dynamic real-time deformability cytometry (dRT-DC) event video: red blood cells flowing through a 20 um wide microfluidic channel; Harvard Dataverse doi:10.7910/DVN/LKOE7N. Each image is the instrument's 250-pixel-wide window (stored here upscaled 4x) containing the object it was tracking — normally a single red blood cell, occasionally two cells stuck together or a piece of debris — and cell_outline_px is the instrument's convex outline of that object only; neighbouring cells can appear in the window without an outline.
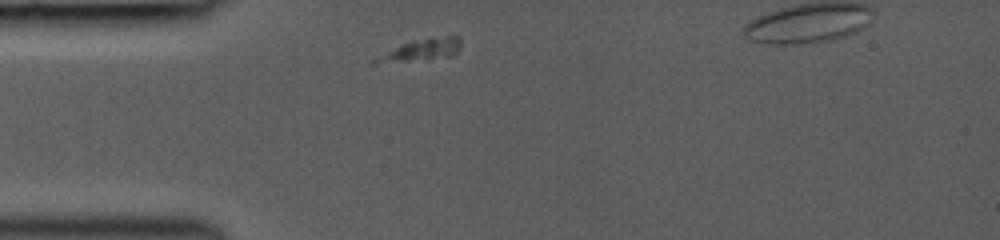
{"species": "common noctule bat (a hibernating species)", "species_latin": "Nyctalus noctula", "temperature_condition": "room temperature", "stored_images_in_passage": 36, "camera_frame_rate_fps": 3000, "um_per_image_px": 0.085, "animal": {"sex": "female", "body_mass_g": 19.0, "forearm_length_mm": 53.3}, "frame": {"image": 1, "passage_image": 1, "time_ms": 0.0, "image_size_px": [1000, 240], "cell_outline_px": [[460, 48], [452, 56], [428, 60], [376, 64], [372, 64], [372, 60], [404, 44], [452, 32], [460, 36]], "centroid_in_image_um": [35.94, 4.24], "position_along_channel_um": 49.1, "area_um2": 11.04}}
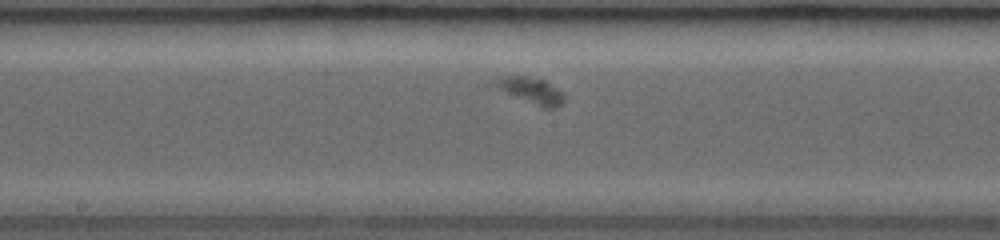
{"frame": {"image": 2, "passage_image": 20, "time_ms": 4.0, "image_size_px": [1000, 240], "cell_outline_px": [[564, 100], [556, 108], [544, 108], [508, 92], [492, 84], [492, 80], [508, 76], [524, 76], [544, 80], [564, 92]], "centroid_in_image_um": [45.21, 7.68], "position_along_channel_um": 203.0, "area_um2": 10.06}}
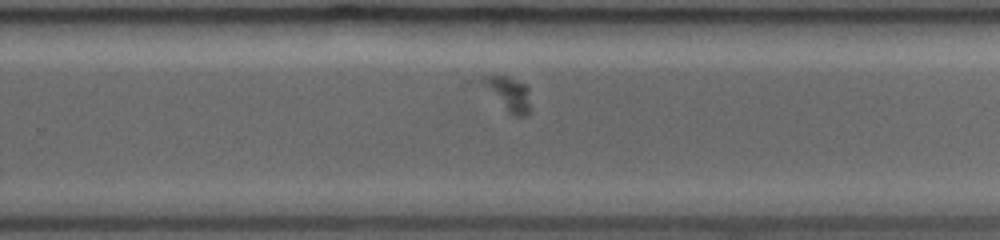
{"frame": {"image": 3, "passage_image": 28, "time_ms": 6.0, "image_size_px": [1000, 240], "cell_outline_px": [[528, 112], [524, 116], [512, 116], [468, 84], [464, 80], [484, 76], [508, 76], [524, 84], [528, 88]], "centroid_in_image_um": [42.79, 7.91], "position_along_channel_um": 287.0, "area_um2": 11.33}}